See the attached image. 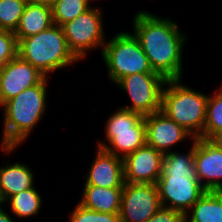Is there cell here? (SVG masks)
<instances>
[{
	"label": "cell",
	"mask_w": 222,
	"mask_h": 222,
	"mask_svg": "<svg viewBox=\"0 0 222 222\" xmlns=\"http://www.w3.org/2000/svg\"><path fill=\"white\" fill-rule=\"evenodd\" d=\"M134 36L153 70L166 80L182 79V51L185 35L177 23L146 11L133 17Z\"/></svg>",
	"instance_id": "obj_1"
},
{
	"label": "cell",
	"mask_w": 222,
	"mask_h": 222,
	"mask_svg": "<svg viewBox=\"0 0 222 222\" xmlns=\"http://www.w3.org/2000/svg\"><path fill=\"white\" fill-rule=\"evenodd\" d=\"M47 77L6 101L4 108L2 150L8 154L28 138L46 110Z\"/></svg>",
	"instance_id": "obj_2"
},
{
	"label": "cell",
	"mask_w": 222,
	"mask_h": 222,
	"mask_svg": "<svg viewBox=\"0 0 222 222\" xmlns=\"http://www.w3.org/2000/svg\"><path fill=\"white\" fill-rule=\"evenodd\" d=\"M17 55L37 68L44 76L79 61L69 50L61 26L49 29L18 41Z\"/></svg>",
	"instance_id": "obj_3"
},
{
	"label": "cell",
	"mask_w": 222,
	"mask_h": 222,
	"mask_svg": "<svg viewBox=\"0 0 222 222\" xmlns=\"http://www.w3.org/2000/svg\"><path fill=\"white\" fill-rule=\"evenodd\" d=\"M181 79L167 80L162 91L161 112L184 127L194 138L203 139L209 96L181 85Z\"/></svg>",
	"instance_id": "obj_4"
},
{
	"label": "cell",
	"mask_w": 222,
	"mask_h": 222,
	"mask_svg": "<svg viewBox=\"0 0 222 222\" xmlns=\"http://www.w3.org/2000/svg\"><path fill=\"white\" fill-rule=\"evenodd\" d=\"M102 57L113 83L130 74H158L153 72L138 39L128 32L117 33L102 47Z\"/></svg>",
	"instance_id": "obj_5"
},
{
	"label": "cell",
	"mask_w": 222,
	"mask_h": 222,
	"mask_svg": "<svg viewBox=\"0 0 222 222\" xmlns=\"http://www.w3.org/2000/svg\"><path fill=\"white\" fill-rule=\"evenodd\" d=\"M105 126L106 139L111 145L99 141L98 147L115 156L124 158L146 144L145 119L139 113L118 108Z\"/></svg>",
	"instance_id": "obj_6"
},
{
	"label": "cell",
	"mask_w": 222,
	"mask_h": 222,
	"mask_svg": "<svg viewBox=\"0 0 222 222\" xmlns=\"http://www.w3.org/2000/svg\"><path fill=\"white\" fill-rule=\"evenodd\" d=\"M166 79L160 74H130L120 79L116 86L131 98V106L121 107L143 117L161 111L162 91Z\"/></svg>",
	"instance_id": "obj_7"
},
{
	"label": "cell",
	"mask_w": 222,
	"mask_h": 222,
	"mask_svg": "<svg viewBox=\"0 0 222 222\" xmlns=\"http://www.w3.org/2000/svg\"><path fill=\"white\" fill-rule=\"evenodd\" d=\"M101 13L99 8L90 7L77 18L61 26L69 50L79 60L86 56L87 50L105 45Z\"/></svg>",
	"instance_id": "obj_8"
},
{
	"label": "cell",
	"mask_w": 222,
	"mask_h": 222,
	"mask_svg": "<svg viewBox=\"0 0 222 222\" xmlns=\"http://www.w3.org/2000/svg\"><path fill=\"white\" fill-rule=\"evenodd\" d=\"M160 207L156 184L125 182L121 195L120 222H147Z\"/></svg>",
	"instance_id": "obj_9"
},
{
	"label": "cell",
	"mask_w": 222,
	"mask_h": 222,
	"mask_svg": "<svg viewBox=\"0 0 222 222\" xmlns=\"http://www.w3.org/2000/svg\"><path fill=\"white\" fill-rule=\"evenodd\" d=\"M156 186L161 206L186 216L189 215L188 209L207 191L199 180L188 179L186 175H161Z\"/></svg>",
	"instance_id": "obj_10"
},
{
	"label": "cell",
	"mask_w": 222,
	"mask_h": 222,
	"mask_svg": "<svg viewBox=\"0 0 222 222\" xmlns=\"http://www.w3.org/2000/svg\"><path fill=\"white\" fill-rule=\"evenodd\" d=\"M45 77L17 55L0 70V106L25 89L39 84Z\"/></svg>",
	"instance_id": "obj_11"
},
{
	"label": "cell",
	"mask_w": 222,
	"mask_h": 222,
	"mask_svg": "<svg viewBox=\"0 0 222 222\" xmlns=\"http://www.w3.org/2000/svg\"><path fill=\"white\" fill-rule=\"evenodd\" d=\"M164 154L145 144L123 158L126 183L156 184L162 173Z\"/></svg>",
	"instance_id": "obj_12"
},
{
	"label": "cell",
	"mask_w": 222,
	"mask_h": 222,
	"mask_svg": "<svg viewBox=\"0 0 222 222\" xmlns=\"http://www.w3.org/2000/svg\"><path fill=\"white\" fill-rule=\"evenodd\" d=\"M194 162L202 186L207 191H222V150L208 139L195 138Z\"/></svg>",
	"instance_id": "obj_13"
},
{
	"label": "cell",
	"mask_w": 222,
	"mask_h": 222,
	"mask_svg": "<svg viewBox=\"0 0 222 222\" xmlns=\"http://www.w3.org/2000/svg\"><path fill=\"white\" fill-rule=\"evenodd\" d=\"M146 144L162 154L171 152L170 147L188 138L195 139L184 127L168 118L161 111L144 116Z\"/></svg>",
	"instance_id": "obj_14"
},
{
	"label": "cell",
	"mask_w": 222,
	"mask_h": 222,
	"mask_svg": "<svg viewBox=\"0 0 222 222\" xmlns=\"http://www.w3.org/2000/svg\"><path fill=\"white\" fill-rule=\"evenodd\" d=\"M86 177L84 185L123 188L125 184L123 158L98 147L95 160Z\"/></svg>",
	"instance_id": "obj_15"
},
{
	"label": "cell",
	"mask_w": 222,
	"mask_h": 222,
	"mask_svg": "<svg viewBox=\"0 0 222 222\" xmlns=\"http://www.w3.org/2000/svg\"><path fill=\"white\" fill-rule=\"evenodd\" d=\"M31 169L26 164L19 162L6 165L0 168V204L21 191L33 187V177Z\"/></svg>",
	"instance_id": "obj_16"
},
{
	"label": "cell",
	"mask_w": 222,
	"mask_h": 222,
	"mask_svg": "<svg viewBox=\"0 0 222 222\" xmlns=\"http://www.w3.org/2000/svg\"><path fill=\"white\" fill-rule=\"evenodd\" d=\"M123 188L84 185L79 204L97 212L120 213Z\"/></svg>",
	"instance_id": "obj_17"
},
{
	"label": "cell",
	"mask_w": 222,
	"mask_h": 222,
	"mask_svg": "<svg viewBox=\"0 0 222 222\" xmlns=\"http://www.w3.org/2000/svg\"><path fill=\"white\" fill-rule=\"evenodd\" d=\"M52 25H54L52 7L27 3L14 35L18 42L23 38L45 31Z\"/></svg>",
	"instance_id": "obj_18"
},
{
	"label": "cell",
	"mask_w": 222,
	"mask_h": 222,
	"mask_svg": "<svg viewBox=\"0 0 222 222\" xmlns=\"http://www.w3.org/2000/svg\"><path fill=\"white\" fill-rule=\"evenodd\" d=\"M191 209L185 222H222V191H206Z\"/></svg>",
	"instance_id": "obj_19"
},
{
	"label": "cell",
	"mask_w": 222,
	"mask_h": 222,
	"mask_svg": "<svg viewBox=\"0 0 222 222\" xmlns=\"http://www.w3.org/2000/svg\"><path fill=\"white\" fill-rule=\"evenodd\" d=\"M189 153L169 152L164 154L161 175H186L188 179L198 180L194 162V140Z\"/></svg>",
	"instance_id": "obj_20"
},
{
	"label": "cell",
	"mask_w": 222,
	"mask_h": 222,
	"mask_svg": "<svg viewBox=\"0 0 222 222\" xmlns=\"http://www.w3.org/2000/svg\"><path fill=\"white\" fill-rule=\"evenodd\" d=\"M34 187L12 195L6 200L9 201L10 209L16 217H31L38 214L42 199Z\"/></svg>",
	"instance_id": "obj_21"
},
{
	"label": "cell",
	"mask_w": 222,
	"mask_h": 222,
	"mask_svg": "<svg viewBox=\"0 0 222 222\" xmlns=\"http://www.w3.org/2000/svg\"><path fill=\"white\" fill-rule=\"evenodd\" d=\"M91 7L89 0H57L52 6V20L55 25L77 18Z\"/></svg>",
	"instance_id": "obj_22"
},
{
	"label": "cell",
	"mask_w": 222,
	"mask_h": 222,
	"mask_svg": "<svg viewBox=\"0 0 222 222\" xmlns=\"http://www.w3.org/2000/svg\"><path fill=\"white\" fill-rule=\"evenodd\" d=\"M26 5L25 0H0V30L15 32Z\"/></svg>",
	"instance_id": "obj_23"
},
{
	"label": "cell",
	"mask_w": 222,
	"mask_h": 222,
	"mask_svg": "<svg viewBox=\"0 0 222 222\" xmlns=\"http://www.w3.org/2000/svg\"><path fill=\"white\" fill-rule=\"evenodd\" d=\"M219 130H222V86L208 98L203 139H209Z\"/></svg>",
	"instance_id": "obj_24"
},
{
	"label": "cell",
	"mask_w": 222,
	"mask_h": 222,
	"mask_svg": "<svg viewBox=\"0 0 222 222\" xmlns=\"http://www.w3.org/2000/svg\"><path fill=\"white\" fill-rule=\"evenodd\" d=\"M119 214L93 211L78 203L70 215V222H120Z\"/></svg>",
	"instance_id": "obj_25"
},
{
	"label": "cell",
	"mask_w": 222,
	"mask_h": 222,
	"mask_svg": "<svg viewBox=\"0 0 222 222\" xmlns=\"http://www.w3.org/2000/svg\"><path fill=\"white\" fill-rule=\"evenodd\" d=\"M18 42L14 32L0 30V70L17 56Z\"/></svg>",
	"instance_id": "obj_26"
},
{
	"label": "cell",
	"mask_w": 222,
	"mask_h": 222,
	"mask_svg": "<svg viewBox=\"0 0 222 222\" xmlns=\"http://www.w3.org/2000/svg\"><path fill=\"white\" fill-rule=\"evenodd\" d=\"M186 215L171 208L160 209L147 222H185Z\"/></svg>",
	"instance_id": "obj_27"
},
{
	"label": "cell",
	"mask_w": 222,
	"mask_h": 222,
	"mask_svg": "<svg viewBox=\"0 0 222 222\" xmlns=\"http://www.w3.org/2000/svg\"><path fill=\"white\" fill-rule=\"evenodd\" d=\"M208 140L217 148L222 150V130H219L214 133Z\"/></svg>",
	"instance_id": "obj_28"
},
{
	"label": "cell",
	"mask_w": 222,
	"mask_h": 222,
	"mask_svg": "<svg viewBox=\"0 0 222 222\" xmlns=\"http://www.w3.org/2000/svg\"><path fill=\"white\" fill-rule=\"evenodd\" d=\"M28 4L46 5L52 7L57 0H25Z\"/></svg>",
	"instance_id": "obj_29"
},
{
	"label": "cell",
	"mask_w": 222,
	"mask_h": 222,
	"mask_svg": "<svg viewBox=\"0 0 222 222\" xmlns=\"http://www.w3.org/2000/svg\"><path fill=\"white\" fill-rule=\"evenodd\" d=\"M2 204H0V222H15L8 213H6L2 207Z\"/></svg>",
	"instance_id": "obj_30"
}]
</instances>
